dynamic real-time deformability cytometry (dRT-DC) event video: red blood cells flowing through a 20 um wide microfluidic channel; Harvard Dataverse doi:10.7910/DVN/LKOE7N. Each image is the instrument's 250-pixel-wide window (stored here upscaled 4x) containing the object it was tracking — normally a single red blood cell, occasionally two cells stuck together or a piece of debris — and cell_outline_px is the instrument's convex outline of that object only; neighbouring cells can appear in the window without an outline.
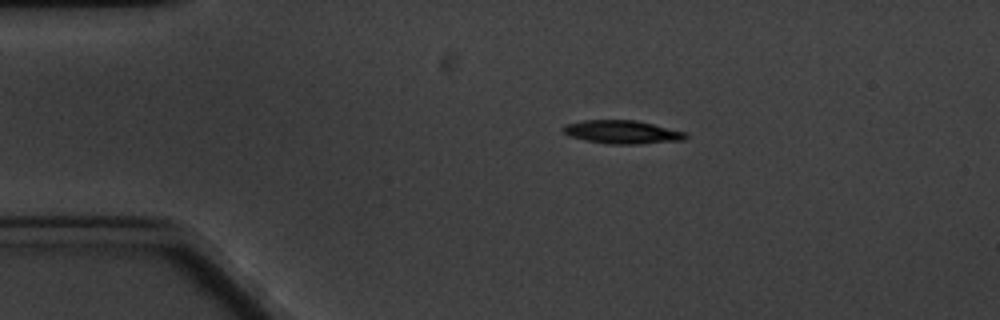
{"species": "common noctule bat (a hibernating species)", "species_latin": "Nyctalus noctula", "temperature_condition": "cold", "stored_images_in_passage": 5, "camera_frame_rate_fps": 3000, "um_per_image_px": 0.085, "animal": {"sex": "male", "body_mass_g": 20.1, "forearm_length_mm": 53.5}, "frame": {"image": 1, "passage_image": 2, "time_ms": 2.0, "image_size_px": [1000, 320], "cell_outline_px": [[688, 136], [684, 140], [636, 144], [608, 144], [584, 140], [568, 136], [564, 132], [564, 124], [584, 120], [636, 120], [688, 132]], "centroid_in_image_um": [52.91, 11.22], "position_along_channel_um": 32.1, "area_um2": 16.76}}
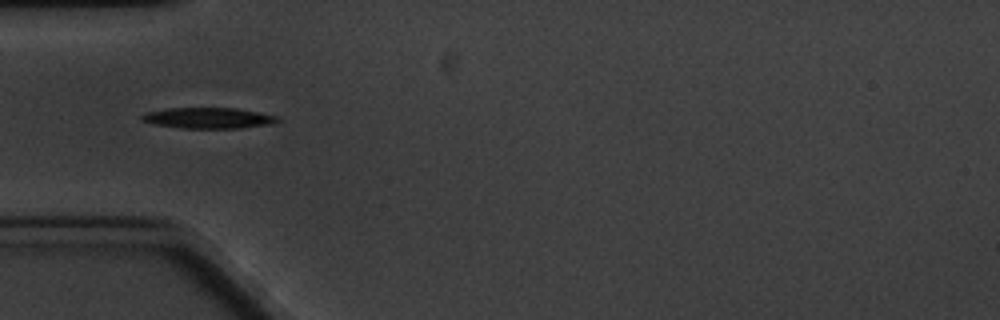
{"frame": {"image": 2, "passage_image": 4, "time_ms": 4.333, "image_size_px": [1000, 320], "cell_outline_px": [[280, 120], [272, 124], [236, 128], [184, 128], [152, 124], [144, 120], [140, 116], [144, 112], [168, 108], [236, 108], [276, 116]], "centroid_in_image_um": [17.67, 10.03], "position_along_channel_um": 67.3, "area_um2": 16.3}}